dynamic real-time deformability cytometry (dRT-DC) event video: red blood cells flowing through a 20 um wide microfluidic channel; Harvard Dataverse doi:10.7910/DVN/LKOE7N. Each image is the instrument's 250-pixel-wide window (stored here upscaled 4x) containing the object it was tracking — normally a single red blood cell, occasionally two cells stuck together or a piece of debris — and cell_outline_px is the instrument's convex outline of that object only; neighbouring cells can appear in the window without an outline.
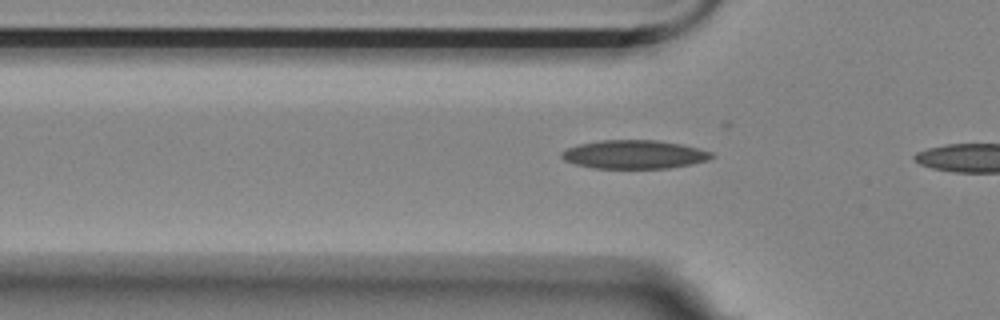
{"species": "Egyptian fruit bat (a non-hibernating species)", "species_latin": "Rousettus aegyptiacus", "temperature_condition": "room temperature", "stored_images_in_passage": 9, "camera_frame_rate_fps": 3000, "um_per_image_px": 0.085, "animal": {"sex": "female"}, "frame": {"image": 1, "passage_image": 3, "time_ms": 0.667, "image_size_px": [1000, 320], "cell_outline_px": [[716, 156], [708, 160], [692, 164], [668, 168], [592, 168], [576, 164], [564, 160], [560, 156], [560, 152], [568, 148], [580, 144], [600, 140], [656, 140], [680, 144], [712, 152]], "centroid_in_image_um": [53.91, 13.13], "position_along_channel_um": 71.9, "area_um2": 24.91}}
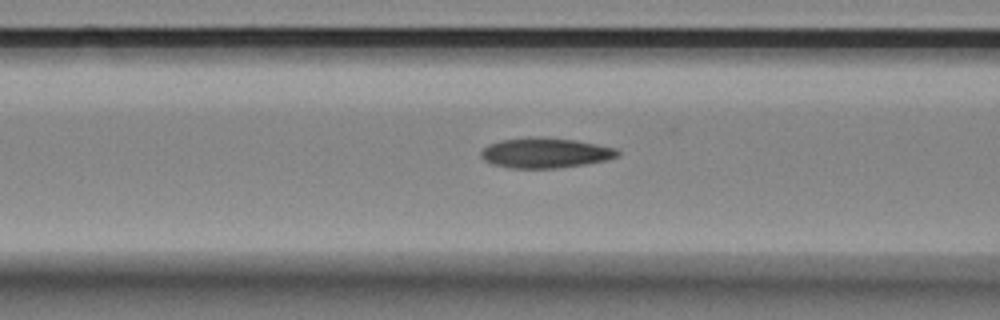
{"frame": {"image": 2, "passage_image": 7, "time_ms": 2.0, "image_size_px": [1000, 320], "cell_outline_px": [[620, 156], [608, 160], [584, 164], [556, 168], [512, 168], [492, 164], [484, 160], [480, 156], [480, 152], [488, 144], [500, 140], [576, 140], [616, 148], [620, 152]], "centroid_in_image_um": [46.39, 13.05], "position_along_channel_um": 120.2, "area_um2": 23.0}}